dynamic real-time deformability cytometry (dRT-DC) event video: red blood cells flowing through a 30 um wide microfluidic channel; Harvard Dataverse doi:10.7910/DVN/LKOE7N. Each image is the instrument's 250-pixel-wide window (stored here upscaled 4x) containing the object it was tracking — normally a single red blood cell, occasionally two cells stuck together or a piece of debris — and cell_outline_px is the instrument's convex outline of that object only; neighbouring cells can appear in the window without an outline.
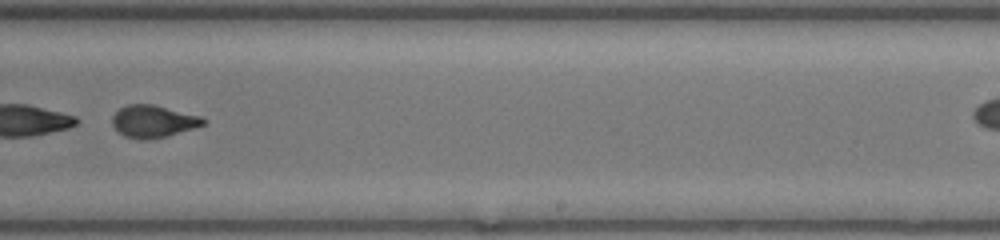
{"species": "common noctule bat (a hibernating species)", "species_latin": "Nyctalus noctula", "temperature_condition": "room temperature", "stored_images_in_passage": 29, "camera_frame_rate_fps": 3000, "um_per_image_px": 0.085, "animal": {"sex": "female", "body_mass_g": 17.0, "forearm_length_mm": 48.0}, "frame": {"image": 1, "passage_image": 17, "time_ms": 5.333, "image_size_px": [1000, 240], "cell_outline_px": [[208, 120], [204, 124], [196, 128], [168, 136], [144, 140], [140, 140], [124, 136], [112, 124], [112, 116], [120, 108], [128, 104], [152, 104], [200, 116]], "centroid_in_image_um": [13.04, 10.32], "position_along_channel_um": 276.0, "area_um2": 17.11}, "authors_computed_cell_mechanics": {"area_um2": 17.8602, "velocity_mm_per_s": 4.1708, "shape_relaxation_time_tau1_ms": 2.1584, "shape_relaxation_time_tau2_ms": 1.3271, "deformation_change_tau1": 0.3733, "deformation_change_tau2": 0.0786}}